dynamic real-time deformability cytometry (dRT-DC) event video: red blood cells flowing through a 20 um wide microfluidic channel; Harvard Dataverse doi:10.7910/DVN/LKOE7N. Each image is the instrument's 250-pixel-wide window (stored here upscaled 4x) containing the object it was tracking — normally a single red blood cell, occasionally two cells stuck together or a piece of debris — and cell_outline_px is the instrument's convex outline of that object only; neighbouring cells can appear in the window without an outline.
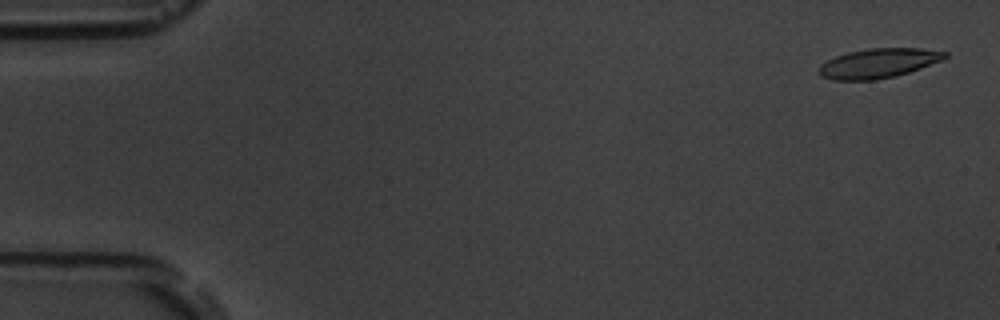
{"species": "common noctule bat (a hibernating species)", "species_latin": "Nyctalus noctula", "temperature_condition": "room temperature", "stored_images_in_passage": 4, "camera_frame_rate_fps": 3000, "um_per_image_px": 0.085, "animal": {"sex": "male", "body_mass_g": 19.5, "forearm_length_mm": 54.6}, "frame": {"image": 1, "passage_image": 1, "time_ms": 0.0, "image_size_px": [1000, 320], "cell_outline_px": [[948, 56], [944, 60], [896, 76], [876, 80], [832, 80], [820, 76], [820, 64], [836, 56], [848, 52], [868, 48], [920, 48], [948, 52]], "centroid_in_image_um": [74.69, 5.37], "position_along_channel_um": 10.3, "area_um2": 21.73}}